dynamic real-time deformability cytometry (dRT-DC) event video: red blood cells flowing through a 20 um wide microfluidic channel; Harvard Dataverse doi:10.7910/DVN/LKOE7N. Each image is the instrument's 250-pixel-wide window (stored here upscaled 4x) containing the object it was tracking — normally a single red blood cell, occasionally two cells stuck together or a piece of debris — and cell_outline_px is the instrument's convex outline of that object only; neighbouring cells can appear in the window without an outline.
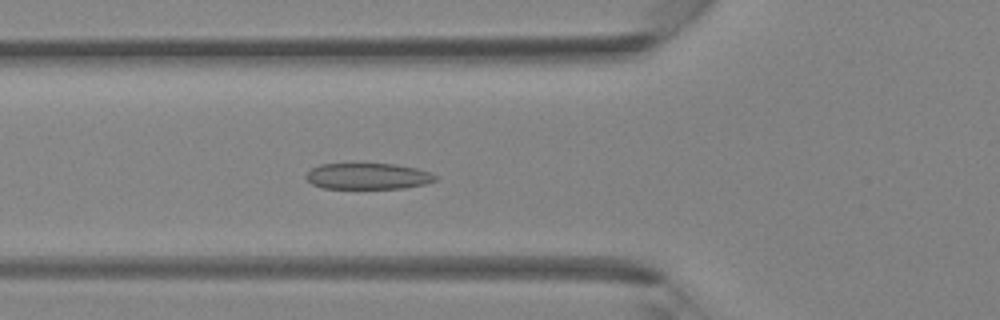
{"species": "Egyptian fruit bat (a non-hibernating species)", "species_latin": "Rousettus aegyptiacus", "temperature_condition": "room temperature", "stored_images_in_passage": 42, "camera_frame_rate_fps": 3000, "um_per_image_px": 0.085, "animal": {"sex": "female"}, "frame": {"image": 1, "passage_image": 15, "time_ms": 4.667, "image_size_px": [1000, 320], "cell_outline_px": [[440, 176], [436, 180], [424, 184], [404, 188], [324, 188], [312, 184], [304, 176], [312, 168], [320, 164], [396, 164], [416, 168]], "centroid_in_image_um": [31.28, 14.97], "position_along_channel_um": 94.5, "area_um2": 19.59}}
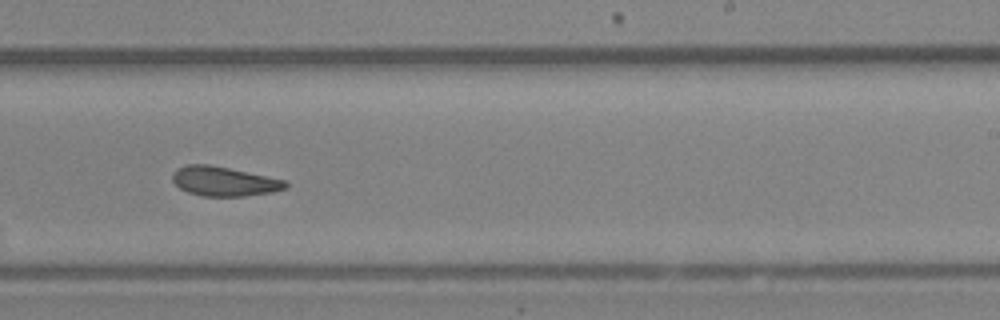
{"frame": {"image": 2, "passage_image": 26, "time_ms": 8.333, "image_size_px": [1000, 320], "cell_outline_px": [[288, 184], [284, 188], [272, 192], [244, 196], [204, 196], [188, 192], [180, 188], [172, 180], [172, 172], [176, 168], [184, 164], [208, 164], [288, 180]], "centroid_in_image_um": [19.02, 15.4], "position_along_channel_um": 270.0, "area_um2": 19.42}}
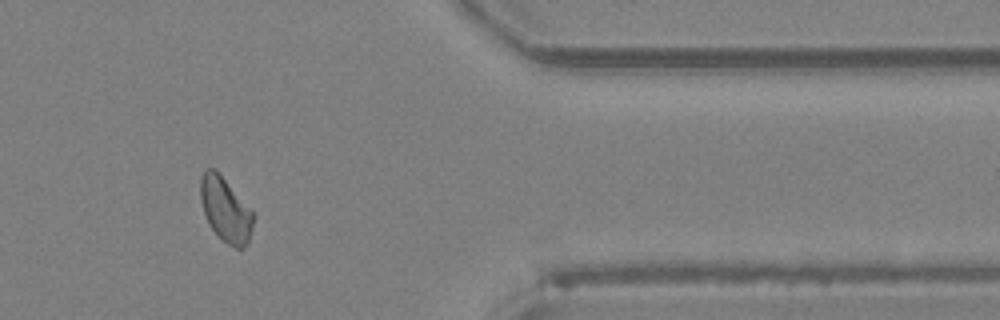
{"frame": {"image": 3, "passage_image": 35, "time_ms": 11.333, "image_size_px": [1000, 320], "cell_outline_px": [[252, 228], [248, 244], [244, 248], [236, 248], [228, 244], [216, 236], [204, 212], [200, 200], [200, 176], [204, 168], [216, 168], [220, 172], [252, 212]], "centroid_in_image_um": [19.13, 17.79], "position_along_channel_um": 392.3, "area_um2": 19.83}}